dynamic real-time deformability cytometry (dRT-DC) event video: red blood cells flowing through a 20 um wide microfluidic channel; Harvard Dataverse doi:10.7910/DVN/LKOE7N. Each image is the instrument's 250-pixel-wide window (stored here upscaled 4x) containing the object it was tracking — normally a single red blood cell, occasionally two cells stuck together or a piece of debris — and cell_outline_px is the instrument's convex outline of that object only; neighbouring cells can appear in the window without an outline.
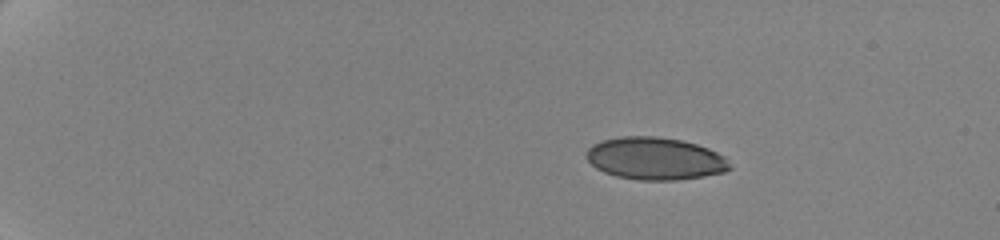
{"species": "human", "species_latin": "Homo sapiens", "temperature_condition": "cold", "stored_images_in_passage": 49, "camera_frame_rate_fps": 3000, "um_per_image_px": 0.085, "donor": {"sex": "female"}, "frame": {"image": 1, "passage_image": 1, "time_ms": 0.0, "image_size_px": [1000, 240], "cell_outline_px": [[732, 168], [724, 172], [704, 176], [676, 180], [640, 180], [616, 176], [604, 172], [596, 168], [588, 160], [588, 148], [592, 144], [604, 140], [624, 136], [656, 136], [680, 140], [696, 144], [708, 148], [724, 156]], "centroid_in_image_um": [55.7, 13.48], "position_along_channel_um": 29.3, "area_um2": 35.2}}
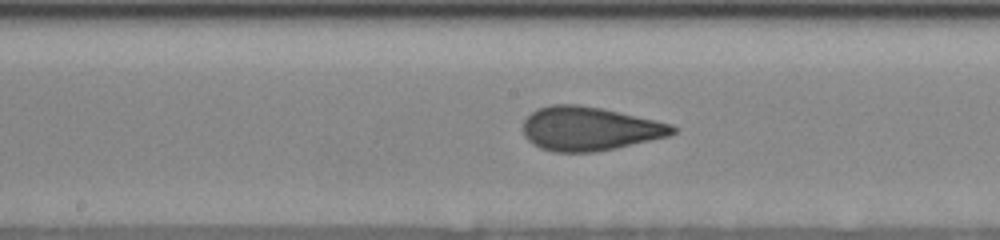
{"frame": {"image": 2, "passage_image": 24, "time_ms": 8.0, "image_size_px": [1000, 240], "cell_outline_px": [[676, 132], [668, 136], [616, 148], [596, 152], [552, 152], [540, 148], [532, 144], [524, 136], [524, 120], [532, 112], [540, 108], [552, 104], [576, 104], [600, 108], [672, 124], [676, 128]], "centroid_in_image_um": [50.08, 10.95], "position_along_channel_um": 198.1, "area_um2": 37.97}}
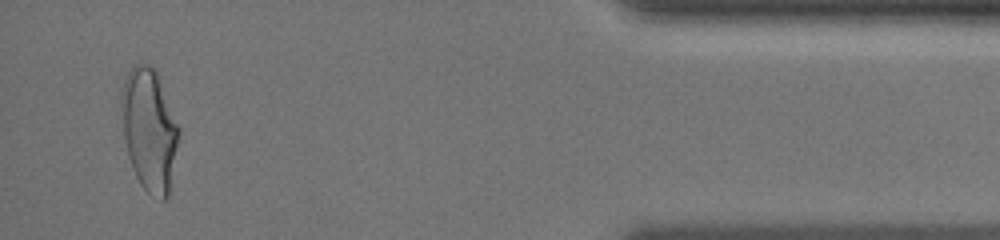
{"frame": {"image": 3, "passage_image": 46, "time_ms": 15.667, "image_size_px": [1000, 240], "cell_outline_px": [[180, 132], [168, 196], [164, 200], [160, 200], [148, 192], [140, 184], [132, 168], [128, 156], [124, 136], [120, 100], [120, 92], [124, 80], [128, 72], [136, 64], [148, 64], [156, 72], [180, 128]], "centroid_in_image_um": [12.68, 11.03], "position_along_channel_um": 422.5, "area_um2": 40.63}, "authors_computed_cell_mechanics": {"area_um2": 38.3792, "velocity_mm_per_s": 3.5322, "shape_relaxation_time_tau1_ms": 4.781, "shape_relaxation_time_tau2_ms": 0.8134, "deformation_change_tau1": 0.1697, "deformation_change_tau2": 0.0713}}